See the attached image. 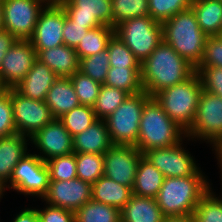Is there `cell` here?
<instances>
[{"label": "cell", "instance_id": "1", "mask_svg": "<svg viewBox=\"0 0 222 222\" xmlns=\"http://www.w3.org/2000/svg\"><path fill=\"white\" fill-rule=\"evenodd\" d=\"M194 73L195 67L164 41L141 63L142 85L151 97L184 82Z\"/></svg>", "mask_w": 222, "mask_h": 222}, {"label": "cell", "instance_id": "2", "mask_svg": "<svg viewBox=\"0 0 222 222\" xmlns=\"http://www.w3.org/2000/svg\"><path fill=\"white\" fill-rule=\"evenodd\" d=\"M206 175L164 178L156 197L157 204L165 217L190 216L211 188Z\"/></svg>", "mask_w": 222, "mask_h": 222}, {"label": "cell", "instance_id": "3", "mask_svg": "<svg viewBox=\"0 0 222 222\" xmlns=\"http://www.w3.org/2000/svg\"><path fill=\"white\" fill-rule=\"evenodd\" d=\"M185 137V130L163 111L154 97H151L142 110L136 148L143 154L154 148L174 146Z\"/></svg>", "mask_w": 222, "mask_h": 222}, {"label": "cell", "instance_id": "4", "mask_svg": "<svg viewBox=\"0 0 222 222\" xmlns=\"http://www.w3.org/2000/svg\"><path fill=\"white\" fill-rule=\"evenodd\" d=\"M163 41L195 68L202 60L207 35L201 31L194 11L178 12L162 23Z\"/></svg>", "mask_w": 222, "mask_h": 222}, {"label": "cell", "instance_id": "5", "mask_svg": "<svg viewBox=\"0 0 222 222\" xmlns=\"http://www.w3.org/2000/svg\"><path fill=\"white\" fill-rule=\"evenodd\" d=\"M202 86L195 72L189 79L158 92L154 98L163 111L185 131L191 126Z\"/></svg>", "mask_w": 222, "mask_h": 222}, {"label": "cell", "instance_id": "6", "mask_svg": "<svg viewBox=\"0 0 222 222\" xmlns=\"http://www.w3.org/2000/svg\"><path fill=\"white\" fill-rule=\"evenodd\" d=\"M187 141H205L216 154L222 148V98L202 90L191 126L185 131Z\"/></svg>", "mask_w": 222, "mask_h": 222}, {"label": "cell", "instance_id": "7", "mask_svg": "<svg viewBox=\"0 0 222 222\" xmlns=\"http://www.w3.org/2000/svg\"><path fill=\"white\" fill-rule=\"evenodd\" d=\"M150 98L146 91L129 95L113 113L104 119L112 144L136 145L142 110Z\"/></svg>", "mask_w": 222, "mask_h": 222}, {"label": "cell", "instance_id": "8", "mask_svg": "<svg viewBox=\"0 0 222 222\" xmlns=\"http://www.w3.org/2000/svg\"><path fill=\"white\" fill-rule=\"evenodd\" d=\"M116 35L142 63L163 41L162 23L150 16L131 18L114 28Z\"/></svg>", "mask_w": 222, "mask_h": 222}, {"label": "cell", "instance_id": "9", "mask_svg": "<svg viewBox=\"0 0 222 222\" xmlns=\"http://www.w3.org/2000/svg\"><path fill=\"white\" fill-rule=\"evenodd\" d=\"M49 184L50 175L46 162L34 152H29L14 167L8 187L25 197L29 195L42 199Z\"/></svg>", "mask_w": 222, "mask_h": 222}, {"label": "cell", "instance_id": "10", "mask_svg": "<svg viewBox=\"0 0 222 222\" xmlns=\"http://www.w3.org/2000/svg\"><path fill=\"white\" fill-rule=\"evenodd\" d=\"M185 137L178 144L167 148H154L143 153V157L153 164L165 178L185 177L192 175H205L199 167L200 164L189 150H186L184 143H188ZM198 164V165H197Z\"/></svg>", "mask_w": 222, "mask_h": 222}, {"label": "cell", "instance_id": "11", "mask_svg": "<svg viewBox=\"0 0 222 222\" xmlns=\"http://www.w3.org/2000/svg\"><path fill=\"white\" fill-rule=\"evenodd\" d=\"M4 30L18 40H30L46 0H2Z\"/></svg>", "mask_w": 222, "mask_h": 222}, {"label": "cell", "instance_id": "12", "mask_svg": "<svg viewBox=\"0 0 222 222\" xmlns=\"http://www.w3.org/2000/svg\"><path fill=\"white\" fill-rule=\"evenodd\" d=\"M10 99L17 134L30 138L55 119L45 101L24 97L14 88H10Z\"/></svg>", "mask_w": 222, "mask_h": 222}, {"label": "cell", "instance_id": "13", "mask_svg": "<svg viewBox=\"0 0 222 222\" xmlns=\"http://www.w3.org/2000/svg\"><path fill=\"white\" fill-rule=\"evenodd\" d=\"M142 157L135 145L113 144L104 153V176L132 189Z\"/></svg>", "mask_w": 222, "mask_h": 222}, {"label": "cell", "instance_id": "14", "mask_svg": "<svg viewBox=\"0 0 222 222\" xmlns=\"http://www.w3.org/2000/svg\"><path fill=\"white\" fill-rule=\"evenodd\" d=\"M66 13L59 2H49L42 9L30 39L35 50H45L63 43Z\"/></svg>", "mask_w": 222, "mask_h": 222}, {"label": "cell", "instance_id": "15", "mask_svg": "<svg viewBox=\"0 0 222 222\" xmlns=\"http://www.w3.org/2000/svg\"><path fill=\"white\" fill-rule=\"evenodd\" d=\"M30 143L39 151H34L35 154L45 162L53 157L74 153L73 137L59 119H54L38 130L30 137Z\"/></svg>", "mask_w": 222, "mask_h": 222}, {"label": "cell", "instance_id": "16", "mask_svg": "<svg viewBox=\"0 0 222 222\" xmlns=\"http://www.w3.org/2000/svg\"><path fill=\"white\" fill-rule=\"evenodd\" d=\"M91 192L92 184L78 178L66 181L50 180L42 202L76 212L92 199Z\"/></svg>", "mask_w": 222, "mask_h": 222}, {"label": "cell", "instance_id": "17", "mask_svg": "<svg viewBox=\"0 0 222 222\" xmlns=\"http://www.w3.org/2000/svg\"><path fill=\"white\" fill-rule=\"evenodd\" d=\"M36 60L37 52L31 41L17 40L3 57L0 65V74L4 84L8 88L16 87Z\"/></svg>", "mask_w": 222, "mask_h": 222}, {"label": "cell", "instance_id": "18", "mask_svg": "<svg viewBox=\"0 0 222 222\" xmlns=\"http://www.w3.org/2000/svg\"><path fill=\"white\" fill-rule=\"evenodd\" d=\"M65 13L76 23L92 29L100 25L113 27L112 0H61Z\"/></svg>", "mask_w": 222, "mask_h": 222}, {"label": "cell", "instance_id": "19", "mask_svg": "<svg viewBox=\"0 0 222 222\" xmlns=\"http://www.w3.org/2000/svg\"><path fill=\"white\" fill-rule=\"evenodd\" d=\"M58 77L38 59L24 79L14 89L24 97L45 101L47 92Z\"/></svg>", "mask_w": 222, "mask_h": 222}, {"label": "cell", "instance_id": "20", "mask_svg": "<svg viewBox=\"0 0 222 222\" xmlns=\"http://www.w3.org/2000/svg\"><path fill=\"white\" fill-rule=\"evenodd\" d=\"M37 59L47 65L57 77L70 78L79 71L80 58L75 48L62 44L45 50H36Z\"/></svg>", "mask_w": 222, "mask_h": 222}, {"label": "cell", "instance_id": "21", "mask_svg": "<svg viewBox=\"0 0 222 222\" xmlns=\"http://www.w3.org/2000/svg\"><path fill=\"white\" fill-rule=\"evenodd\" d=\"M112 145L106 122L102 119L73 137L74 153L104 154Z\"/></svg>", "mask_w": 222, "mask_h": 222}, {"label": "cell", "instance_id": "22", "mask_svg": "<svg viewBox=\"0 0 222 222\" xmlns=\"http://www.w3.org/2000/svg\"><path fill=\"white\" fill-rule=\"evenodd\" d=\"M29 140L22 134L0 138V178L6 182L10 181L14 167L31 151L27 149Z\"/></svg>", "mask_w": 222, "mask_h": 222}, {"label": "cell", "instance_id": "23", "mask_svg": "<svg viewBox=\"0 0 222 222\" xmlns=\"http://www.w3.org/2000/svg\"><path fill=\"white\" fill-rule=\"evenodd\" d=\"M45 103L55 119L79 106L73 83L70 78L58 77L47 92Z\"/></svg>", "mask_w": 222, "mask_h": 222}, {"label": "cell", "instance_id": "24", "mask_svg": "<svg viewBox=\"0 0 222 222\" xmlns=\"http://www.w3.org/2000/svg\"><path fill=\"white\" fill-rule=\"evenodd\" d=\"M121 222H163L166 218L156 198L132 194L120 210Z\"/></svg>", "mask_w": 222, "mask_h": 222}, {"label": "cell", "instance_id": "25", "mask_svg": "<svg viewBox=\"0 0 222 222\" xmlns=\"http://www.w3.org/2000/svg\"><path fill=\"white\" fill-rule=\"evenodd\" d=\"M191 9L201 31L207 36L222 34V3L217 0H193Z\"/></svg>", "mask_w": 222, "mask_h": 222}, {"label": "cell", "instance_id": "26", "mask_svg": "<svg viewBox=\"0 0 222 222\" xmlns=\"http://www.w3.org/2000/svg\"><path fill=\"white\" fill-rule=\"evenodd\" d=\"M91 193L93 200L117 207L119 210L124 207L133 194L130 187L119 184L106 176L100 177L92 184Z\"/></svg>", "mask_w": 222, "mask_h": 222}, {"label": "cell", "instance_id": "27", "mask_svg": "<svg viewBox=\"0 0 222 222\" xmlns=\"http://www.w3.org/2000/svg\"><path fill=\"white\" fill-rule=\"evenodd\" d=\"M164 175L144 157L140 159L132 193L138 196L156 198L163 184Z\"/></svg>", "mask_w": 222, "mask_h": 222}, {"label": "cell", "instance_id": "28", "mask_svg": "<svg viewBox=\"0 0 222 222\" xmlns=\"http://www.w3.org/2000/svg\"><path fill=\"white\" fill-rule=\"evenodd\" d=\"M104 85L135 95L144 91L141 68L109 67Z\"/></svg>", "mask_w": 222, "mask_h": 222}, {"label": "cell", "instance_id": "29", "mask_svg": "<svg viewBox=\"0 0 222 222\" xmlns=\"http://www.w3.org/2000/svg\"><path fill=\"white\" fill-rule=\"evenodd\" d=\"M114 35V28L107 25H100L87 31L75 48L79 58H85L107 49L108 41Z\"/></svg>", "mask_w": 222, "mask_h": 222}, {"label": "cell", "instance_id": "30", "mask_svg": "<svg viewBox=\"0 0 222 222\" xmlns=\"http://www.w3.org/2000/svg\"><path fill=\"white\" fill-rule=\"evenodd\" d=\"M75 222H121L120 210L91 199L75 212Z\"/></svg>", "mask_w": 222, "mask_h": 222}, {"label": "cell", "instance_id": "31", "mask_svg": "<svg viewBox=\"0 0 222 222\" xmlns=\"http://www.w3.org/2000/svg\"><path fill=\"white\" fill-rule=\"evenodd\" d=\"M130 94L118 88L101 85L93 110L97 119L104 120L113 113Z\"/></svg>", "mask_w": 222, "mask_h": 222}, {"label": "cell", "instance_id": "32", "mask_svg": "<svg viewBox=\"0 0 222 222\" xmlns=\"http://www.w3.org/2000/svg\"><path fill=\"white\" fill-rule=\"evenodd\" d=\"M104 154L76 153L77 178L90 184L104 176Z\"/></svg>", "mask_w": 222, "mask_h": 222}, {"label": "cell", "instance_id": "33", "mask_svg": "<svg viewBox=\"0 0 222 222\" xmlns=\"http://www.w3.org/2000/svg\"><path fill=\"white\" fill-rule=\"evenodd\" d=\"M222 189V187H221ZM222 194V191H221ZM222 196V195H221ZM216 194L212 187L203 195L195 212L192 214L195 222H222V197Z\"/></svg>", "mask_w": 222, "mask_h": 222}, {"label": "cell", "instance_id": "34", "mask_svg": "<svg viewBox=\"0 0 222 222\" xmlns=\"http://www.w3.org/2000/svg\"><path fill=\"white\" fill-rule=\"evenodd\" d=\"M59 120L64 124L70 135L74 137L90 127L97 120V117L93 107L80 104L65 113Z\"/></svg>", "mask_w": 222, "mask_h": 222}, {"label": "cell", "instance_id": "35", "mask_svg": "<svg viewBox=\"0 0 222 222\" xmlns=\"http://www.w3.org/2000/svg\"><path fill=\"white\" fill-rule=\"evenodd\" d=\"M113 28L131 18L150 16L148 0H112Z\"/></svg>", "mask_w": 222, "mask_h": 222}, {"label": "cell", "instance_id": "36", "mask_svg": "<svg viewBox=\"0 0 222 222\" xmlns=\"http://www.w3.org/2000/svg\"><path fill=\"white\" fill-rule=\"evenodd\" d=\"M110 67L141 68V62L116 35L108 41Z\"/></svg>", "mask_w": 222, "mask_h": 222}, {"label": "cell", "instance_id": "37", "mask_svg": "<svg viewBox=\"0 0 222 222\" xmlns=\"http://www.w3.org/2000/svg\"><path fill=\"white\" fill-rule=\"evenodd\" d=\"M76 95L81 105L93 107L99 94L101 83L93 80L81 71L75 72L70 77Z\"/></svg>", "mask_w": 222, "mask_h": 222}, {"label": "cell", "instance_id": "38", "mask_svg": "<svg viewBox=\"0 0 222 222\" xmlns=\"http://www.w3.org/2000/svg\"><path fill=\"white\" fill-rule=\"evenodd\" d=\"M193 0H148L150 17L160 23L191 8Z\"/></svg>", "mask_w": 222, "mask_h": 222}, {"label": "cell", "instance_id": "39", "mask_svg": "<svg viewBox=\"0 0 222 222\" xmlns=\"http://www.w3.org/2000/svg\"><path fill=\"white\" fill-rule=\"evenodd\" d=\"M109 67V55L106 49L103 52L80 59L79 71L90 76L93 80L104 84Z\"/></svg>", "mask_w": 222, "mask_h": 222}, {"label": "cell", "instance_id": "40", "mask_svg": "<svg viewBox=\"0 0 222 222\" xmlns=\"http://www.w3.org/2000/svg\"><path fill=\"white\" fill-rule=\"evenodd\" d=\"M50 180L66 181L77 178L76 153L57 156L46 161Z\"/></svg>", "mask_w": 222, "mask_h": 222}, {"label": "cell", "instance_id": "41", "mask_svg": "<svg viewBox=\"0 0 222 222\" xmlns=\"http://www.w3.org/2000/svg\"><path fill=\"white\" fill-rule=\"evenodd\" d=\"M195 72L199 76L202 90L222 98V67L197 66Z\"/></svg>", "mask_w": 222, "mask_h": 222}, {"label": "cell", "instance_id": "42", "mask_svg": "<svg viewBox=\"0 0 222 222\" xmlns=\"http://www.w3.org/2000/svg\"><path fill=\"white\" fill-rule=\"evenodd\" d=\"M17 134L10 99V88L0 95V138Z\"/></svg>", "mask_w": 222, "mask_h": 222}, {"label": "cell", "instance_id": "43", "mask_svg": "<svg viewBox=\"0 0 222 222\" xmlns=\"http://www.w3.org/2000/svg\"><path fill=\"white\" fill-rule=\"evenodd\" d=\"M198 66L222 67V36H208L204 54Z\"/></svg>", "mask_w": 222, "mask_h": 222}, {"label": "cell", "instance_id": "44", "mask_svg": "<svg viewBox=\"0 0 222 222\" xmlns=\"http://www.w3.org/2000/svg\"><path fill=\"white\" fill-rule=\"evenodd\" d=\"M92 29L88 24H80L73 21L67 14L63 27V43L68 47L76 48L80 40L88 30Z\"/></svg>", "mask_w": 222, "mask_h": 222}, {"label": "cell", "instance_id": "45", "mask_svg": "<svg viewBox=\"0 0 222 222\" xmlns=\"http://www.w3.org/2000/svg\"><path fill=\"white\" fill-rule=\"evenodd\" d=\"M40 222H75V212L65 208L45 204V207L35 208Z\"/></svg>", "mask_w": 222, "mask_h": 222}, {"label": "cell", "instance_id": "46", "mask_svg": "<svg viewBox=\"0 0 222 222\" xmlns=\"http://www.w3.org/2000/svg\"><path fill=\"white\" fill-rule=\"evenodd\" d=\"M18 39L8 31H0V65L3 57Z\"/></svg>", "mask_w": 222, "mask_h": 222}, {"label": "cell", "instance_id": "47", "mask_svg": "<svg viewBox=\"0 0 222 222\" xmlns=\"http://www.w3.org/2000/svg\"><path fill=\"white\" fill-rule=\"evenodd\" d=\"M11 222H40L35 207L22 209Z\"/></svg>", "mask_w": 222, "mask_h": 222}, {"label": "cell", "instance_id": "48", "mask_svg": "<svg viewBox=\"0 0 222 222\" xmlns=\"http://www.w3.org/2000/svg\"><path fill=\"white\" fill-rule=\"evenodd\" d=\"M163 222H195V221L192 215H190V216L166 217Z\"/></svg>", "mask_w": 222, "mask_h": 222}, {"label": "cell", "instance_id": "49", "mask_svg": "<svg viewBox=\"0 0 222 222\" xmlns=\"http://www.w3.org/2000/svg\"><path fill=\"white\" fill-rule=\"evenodd\" d=\"M215 155H216L215 157L217 158V165L219 164L218 167L220 169V172H219L220 173L219 177H221L220 185H222V148Z\"/></svg>", "mask_w": 222, "mask_h": 222}, {"label": "cell", "instance_id": "50", "mask_svg": "<svg viewBox=\"0 0 222 222\" xmlns=\"http://www.w3.org/2000/svg\"><path fill=\"white\" fill-rule=\"evenodd\" d=\"M8 189H9L8 182H6L4 179L0 178V199H2L5 191Z\"/></svg>", "mask_w": 222, "mask_h": 222}, {"label": "cell", "instance_id": "51", "mask_svg": "<svg viewBox=\"0 0 222 222\" xmlns=\"http://www.w3.org/2000/svg\"><path fill=\"white\" fill-rule=\"evenodd\" d=\"M4 30L3 2L0 0V31Z\"/></svg>", "mask_w": 222, "mask_h": 222}, {"label": "cell", "instance_id": "52", "mask_svg": "<svg viewBox=\"0 0 222 222\" xmlns=\"http://www.w3.org/2000/svg\"><path fill=\"white\" fill-rule=\"evenodd\" d=\"M9 88L4 84L0 74V95L5 93Z\"/></svg>", "mask_w": 222, "mask_h": 222}, {"label": "cell", "instance_id": "53", "mask_svg": "<svg viewBox=\"0 0 222 222\" xmlns=\"http://www.w3.org/2000/svg\"><path fill=\"white\" fill-rule=\"evenodd\" d=\"M48 3L49 2H60L61 0H46Z\"/></svg>", "mask_w": 222, "mask_h": 222}]
</instances>
